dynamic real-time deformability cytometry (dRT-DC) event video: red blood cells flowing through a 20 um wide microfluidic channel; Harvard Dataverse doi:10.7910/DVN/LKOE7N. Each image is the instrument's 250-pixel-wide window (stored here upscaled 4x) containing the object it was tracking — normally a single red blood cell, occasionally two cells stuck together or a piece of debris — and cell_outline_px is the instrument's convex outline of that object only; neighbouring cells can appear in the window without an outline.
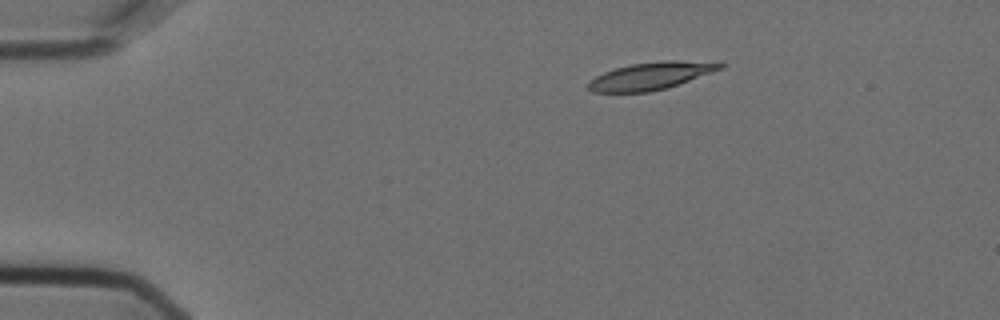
{"species": "Egyptian fruit bat (a non-hibernating species)", "species_latin": "Rousettus aegyptiacus", "temperature_condition": "cold", "stored_images_in_passage": 47, "camera_frame_rate_fps": 3000, "um_per_image_px": 0.085, "animal": {"sex": "female"}, "frame": {"image": 1, "passage_image": 1, "time_ms": 0.0, "image_size_px": [1000, 320], "cell_outline_px": [[724, 68], [664, 88], [648, 92], [592, 92], [588, 88], [588, 80], [604, 72], [616, 68], [632, 64], [664, 60], [676, 60], [724, 64]], "centroid_in_image_um": [55.24, 6.45], "position_along_channel_um": 29.8, "area_um2": 20.52}}
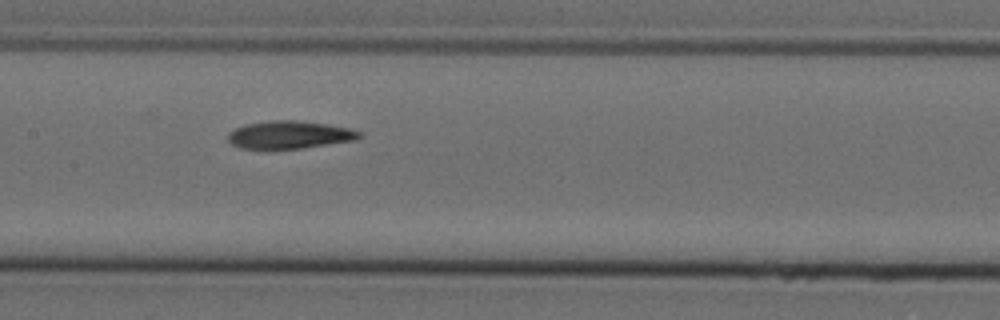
{"frame": {"image": 2, "passage_image": 19, "time_ms": 6.0, "image_size_px": [1000, 320], "cell_outline_px": [[360, 136], [356, 140], [300, 148], [240, 148], [232, 144], [228, 140], [228, 132], [244, 124], [272, 120], [296, 120], [328, 124], [352, 128], [360, 132]], "centroid_in_image_um": [24.61, 11.44], "position_along_channel_um": 182.8, "area_um2": 21.1}}
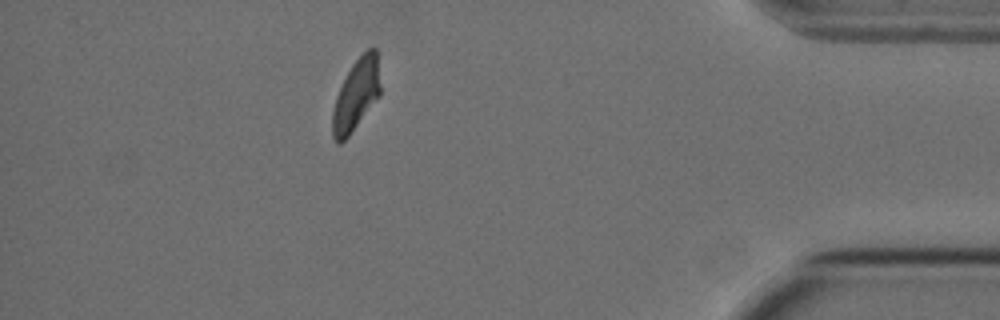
{"frame": {"image": 3, "passage_image": 41, "time_ms": 13.333, "image_size_px": [1000, 320], "cell_outline_px": [[380, 96], [348, 136], [340, 144], [336, 144], [332, 136], [332, 108], [336, 96], [352, 64], [368, 48], [376, 48], [380, 84]], "centroid_in_image_um": [30.26, 8.09], "position_along_channel_um": 404.9, "area_um2": 19.77}, "authors_computed_cell_mechanics": {"area_um2": 21.2704, "velocity_mm_per_s": 3.5952, "shape_relaxation_time_tau1_ms": 7.3195, "shape_relaxation_time_tau2_ms": 2.9318, "deformation_change_tau1": 0.1893, "deformation_change_tau2": 0.0895}}